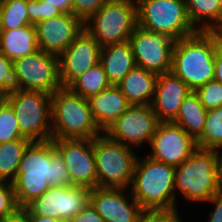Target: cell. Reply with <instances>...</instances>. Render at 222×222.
Masks as SVG:
<instances>
[{"mask_svg":"<svg viewBox=\"0 0 222 222\" xmlns=\"http://www.w3.org/2000/svg\"><path fill=\"white\" fill-rule=\"evenodd\" d=\"M12 184L19 208H25L52 186H72L64 158L52 139L28 144Z\"/></svg>","mask_w":222,"mask_h":222,"instance_id":"obj_1","label":"cell"},{"mask_svg":"<svg viewBox=\"0 0 222 222\" xmlns=\"http://www.w3.org/2000/svg\"><path fill=\"white\" fill-rule=\"evenodd\" d=\"M221 40V31H198L175 41L171 72L192 91L214 80L216 48Z\"/></svg>","mask_w":222,"mask_h":222,"instance_id":"obj_2","label":"cell"},{"mask_svg":"<svg viewBox=\"0 0 222 222\" xmlns=\"http://www.w3.org/2000/svg\"><path fill=\"white\" fill-rule=\"evenodd\" d=\"M175 197L181 194L190 203L207 202L222 190L221 151L198 148L175 167Z\"/></svg>","mask_w":222,"mask_h":222,"instance_id":"obj_3","label":"cell"},{"mask_svg":"<svg viewBox=\"0 0 222 222\" xmlns=\"http://www.w3.org/2000/svg\"><path fill=\"white\" fill-rule=\"evenodd\" d=\"M174 185V166L138 156L129 189L143 209L177 208Z\"/></svg>","mask_w":222,"mask_h":222,"instance_id":"obj_4","label":"cell"},{"mask_svg":"<svg viewBox=\"0 0 222 222\" xmlns=\"http://www.w3.org/2000/svg\"><path fill=\"white\" fill-rule=\"evenodd\" d=\"M52 139H94L103 134L88 98L61 87L51 95Z\"/></svg>","mask_w":222,"mask_h":222,"instance_id":"obj_5","label":"cell"},{"mask_svg":"<svg viewBox=\"0 0 222 222\" xmlns=\"http://www.w3.org/2000/svg\"><path fill=\"white\" fill-rule=\"evenodd\" d=\"M97 187L129 189L138 154L133 148L109 139L104 133L94 138Z\"/></svg>","mask_w":222,"mask_h":222,"instance_id":"obj_6","label":"cell"},{"mask_svg":"<svg viewBox=\"0 0 222 222\" xmlns=\"http://www.w3.org/2000/svg\"><path fill=\"white\" fill-rule=\"evenodd\" d=\"M138 26L174 41L189 37L198 30L191 23L185 0H136Z\"/></svg>","mask_w":222,"mask_h":222,"instance_id":"obj_7","label":"cell"},{"mask_svg":"<svg viewBox=\"0 0 222 222\" xmlns=\"http://www.w3.org/2000/svg\"><path fill=\"white\" fill-rule=\"evenodd\" d=\"M137 26L136 0H109L84 23L100 47L129 41Z\"/></svg>","mask_w":222,"mask_h":222,"instance_id":"obj_8","label":"cell"},{"mask_svg":"<svg viewBox=\"0 0 222 222\" xmlns=\"http://www.w3.org/2000/svg\"><path fill=\"white\" fill-rule=\"evenodd\" d=\"M51 95L44 91L14 89L5 97L14 110L21 135L30 141L52 139Z\"/></svg>","mask_w":222,"mask_h":222,"instance_id":"obj_9","label":"cell"},{"mask_svg":"<svg viewBox=\"0 0 222 222\" xmlns=\"http://www.w3.org/2000/svg\"><path fill=\"white\" fill-rule=\"evenodd\" d=\"M15 89L53 94L62 87L59 60L41 49L13 61Z\"/></svg>","mask_w":222,"mask_h":222,"instance_id":"obj_10","label":"cell"},{"mask_svg":"<svg viewBox=\"0 0 222 222\" xmlns=\"http://www.w3.org/2000/svg\"><path fill=\"white\" fill-rule=\"evenodd\" d=\"M159 119L151 105H130L104 134L111 140L133 148L135 151L144 143L149 146L158 126Z\"/></svg>","mask_w":222,"mask_h":222,"instance_id":"obj_11","label":"cell"},{"mask_svg":"<svg viewBox=\"0 0 222 222\" xmlns=\"http://www.w3.org/2000/svg\"><path fill=\"white\" fill-rule=\"evenodd\" d=\"M90 191L91 189L84 186H52L24 209L30 215L52 217L67 222L90 203Z\"/></svg>","mask_w":222,"mask_h":222,"instance_id":"obj_12","label":"cell"},{"mask_svg":"<svg viewBox=\"0 0 222 222\" xmlns=\"http://www.w3.org/2000/svg\"><path fill=\"white\" fill-rule=\"evenodd\" d=\"M129 42L137 67L157 75L171 72L173 39L137 26Z\"/></svg>","mask_w":222,"mask_h":222,"instance_id":"obj_13","label":"cell"},{"mask_svg":"<svg viewBox=\"0 0 222 222\" xmlns=\"http://www.w3.org/2000/svg\"><path fill=\"white\" fill-rule=\"evenodd\" d=\"M150 158L174 167L186 161L197 149L196 140L173 122H160L149 145Z\"/></svg>","mask_w":222,"mask_h":222,"instance_id":"obj_14","label":"cell"},{"mask_svg":"<svg viewBox=\"0 0 222 222\" xmlns=\"http://www.w3.org/2000/svg\"><path fill=\"white\" fill-rule=\"evenodd\" d=\"M64 158L73 186L97 187L94 139H52Z\"/></svg>","mask_w":222,"mask_h":222,"instance_id":"obj_15","label":"cell"},{"mask_svg":"<svg viewBox=\"0 0 222 222\" xmlns=\"http://www.w3.org/2000/svg\"><path fill=\"white\" fill-rule=\"evenodd\" d=\"M101 47L87 31L82 32L58 56L59 76L62 87H69L88 69L100 63Z\"/></svg>","mask_w":222,"mask_h":222,"instance_id":"obj_16","label":"cell"},{"mask_svg":"<svg viewBox=\"0 0 222 222\" xmlns=\"http://www.w3.org/2000/svg\"><path fill=\"white\" fill-rule=\"evenodd\" d=\"M90 203L104 222H136L143 210L130 189L124 188L95 187L90 191Z\"/></svg>","mask_w":222,"mask_h":222,"instance_id":"obj_17","label":"cell"},{"mask_svg":"<svg viewBox=\"0 0 222 222\" xmlns=\"http://www.w3.org/2000/svg\"><path fill=\"white\" fill-rule=\"evenodd\" d=\"M38 47L59 56L84 30V23L72 13H61L35 24Z\"/></svg>","mask_w":222,"mask_h":222,"instance_id":"obj_18","label":"cell"},{"mask_svg":"<svg viewBox=\"0 0 222 222\" xmlns=\"http://www.w3.org/2000/svg\"><path fill=\"white\" fill-rule=\"evenodd\" d=\"M190 92L189 86L172 72L158 75L151 107L159 121L173 122Z\"/></svg>","mask_w":222,"mask_h":222,"instance_id":"obj_19","label":"cell"},{"mask_svg":"<svg viewBox=\"0 0 222 222\" xmlns=\"http://www.w3.org/2000/svg\"><path fill=\"white\" fill-rule=\"evenodd\" d=\"M88 101L94 120L103 133L131 105L117 85L90 96Z\"/></svg>","mask_w":222,"mask_h":222,"instance_id":"obj_20","label":"cell"},{"mask_svg":"<svg viewBox=\"0 0 222 222\" xmlns=\"http://www.w3.org/2000/svg\"><path fill=\"white\" fill-rule=\"evenodd\" d=\"M100 64L111 85H117L136 66L130 42L101 47Z\"/></svg>","mask_w":222,"mask_h":222,"instance_id":"obj_21","label":"cell"},{"mask_svg":"<svg viewBox=\"0 0 222 222\" xmlns=\"http://www.w3.org/2000/svg\"><path fill=\"white\" fill-rule=\"evenodd\" d=\"M158 75L135 66L118 84L131 105H151Z\"/></svg>","mask_w":222,"mask_h":222,"instance_id":"obj_22","label":"cell"},{"mask_svg":"<svg viewBox=\"0 0 222 222\" xmlns=\"http://www.w3.org/2000/svg\"><path fill=\"white\" fill-rule=\"evenodd\" d=\"M39 50L35 25L2 31L0 52L14 61Z\"/></svg>","mask_w":222,"mask_h":222,"instance_id":"obj_23","label":"cell"},{"mask_svg":"<svg viewBox=\"0 0 222 222\" xmlns=\"http://www.w3.org/2000/svg\"><path fill=\"white\" fill-rule=\"evenodd\" d=\"M189 19L198 31H221L219 0H185Z\"/></svg>","mask_w":222,"mask_h":222,"instance_id":"obj_24","label":"cell"},{"mask_svg":"<svg viewBox=\"0 0 222 222\" xmlns=\"http://www.w3.org/2000/svg\"><path fill=\"white\" fill-rule=\"evenodd\" d=\"M206 114V108L200 103L197 94L192 91L182 102L173 123L197 140L203 133Z\"/></svg>","mask_w":222,"mask_h":222,"instance_id":"obj_25","label":"cell"},{"mask_svg":"<svg viewBox=\"0 0 222 222\" xmlns=\"http://www.w3.org/2000/svg\"><path fill=\"white\" fill-rule=\"evenodd\" d=\"M31 141L19 138L0 143V181L13 182L16 178L24 150Z\"/></svg>","mask_w":222,"mask_h":222,"instance_id":"obj_26","label":"cell"},{"mask_svg":"<svg viewBox=\"0 0 222 222\" xmlns=\"http://www.w3.org/2000/svg\"><path fill=\"white\" fill-rule=\"evenodd\" d=\"M111 83L108 81L105 71L100 63L88 69L83 75L79 76L69 88L76 94L84 98L109 88Z\"/></svg>","mask_w":222,"mask_h":222,"instance_id":"obj_27","label":"cell"},{"mask_svg":"<svg viewBox=\"0 0 222 222\" xmlns=\"http://www.w3.org/2000/svg\"><path fill=\"white\" fill-rule=\"evenodd\" d=\"M196 142L198 148L222 151V106L207 110L203 133Z\"/></svg>","mask_w":222,"mask_h":222,"instance_id":"obj_28","label":"cell"},{"mask_svg":"<svg viewBox=\"0 0 222 222\" xmlns=\"http://www.w3.org/2000/svg\"><path fill=\"white\" fill-rule=\"evenodd\" d=\"M2 31L20 28L29 23L27 0H0Z\"/></svg>","mask_w":222,"mask_h":222,"instance_id":"obj_29","label":"cell"},{"mask_svg":"<svg viewBox=\"0 0 222 222\" xmlns=\"http://www.w3.org/2000/svg\"><path fill=\"white\" fill-rule=\"evenodd\" d=\"M25 138L21 135L12 106L4 100L0 104V143Z\"/></svg>","mask_w":222,"mask_h":222,"instance_id":"obj_30","label":"cell"},{"mask_svg":"<svg viewBox=\"0 0 222 222\" xmlns=\"http://www.w3.org/2000/svg\"><path fill=\"white\" fill-rule=\"evenodd\" d=\"M200 103L211 110L222 106V83L216 80H210L203 86L194 91Z\"/></svg>","mask_w":222,"mask_h":222,"instance_id":"obj_31","label":"cell"},{"mask_svg":"<svg viewBox=\"0 0 222 222\" xmlns=\"http://www.w3.org/2000/svg\"><path fill=\"white\" fill-rule=\"evenodd\" d=\"M27 12L29 23L31 25H35L43 20L51 19L62 13L53 5L40 0H27Z\"/></svg>","mask_w":222,"mask_h":222,"instance_id":"obj_32","label":"cell"},{"mask_svg":"<svg viewBox=\"0 0 222 222\" xmlns=\"http://www.w3.org/2000/svg\"><path fill=\"white\" fill-rule=\"evenodd\" d=\"M177 208L143 209L136 222H182Z\"/></svg>","mask_w":222,"mask_h":222,"instance_id":"obj_33","label":"cell"},{"mask_svg":"<svg viewBox=\"0 0 222 222\" xmlns=\"http://www.w3.org/2000/svg\"><path fill=\"white\" fill-rule=\"evenodd\" d=\"M18 208L13 184L7 181H0V218H6Z\"/></svg>","mask_w":222,"mask_h":222,"instance_id":"obj_34","label":"cell"},{"mask_svg":"<svg viewBox=\"0 0 222 222\" xmlns=\"http://www.w3.org/2000/svg\"><path fill=\"white\" fill-rule=\"evenodd\" d=\"M109 0H72V14L86 23Z\"/></svg>","mask_w":222,"mask_h":222,"instance_id":"obj_35","label":"cell"},{"mask_svg":"<svg viewBox=\"0 0 222 222\" xmlns=\"http://www.w3.org/2000/svg\"><path fill=\"white\" fill-rule=\"evenodd\" d=\"M14 89L13 61L0 52V90L8 95Z\"/></svg>","mask_w":222,"mask_h":222,"instance_id":"obj_36","label":"cell"},{"mask_svg":"<svg viewBox=\"0 0 222 222\" xmlns=\"http://www.w3.org/2000/svg\"><path fill=\"white\" fill-rule=\"evenodd\" d=\"M67 222H104L102 217L97 213L96 209L89 203L75 217Z\"/></svg>","mask_w":222,"mask_h":222,"instance_id":"obj_37","label":"cell"},{"mask_svg":"<svg viewBox=\"0 0 222 222\" xmlns=\"http://www.w3.org/2000/svg\"><path fill=\"white\" fill-rule=\"evenodd\" d=\"M210 205L213 204L212 211L208 215V221L206 222H222V190L217 192L213 197H211L207 202ZM214 209V210H213Z\"/></svg>","mask_w":222,"mask_h":222,"instance_id":"obj_38","label":"cell"},{"mask_svg":"<svg viewBox=\"0 0 222 222\" xmlns=\"http://www.w3.org/2000/svg\"><path fill=\"white\" fill-rule=\"evenodd\" d=\"M3 222H32L30 214L24 208H18L13 214L3 219Z\"/></svg>","mask_w":222,"mask_h":222,"instance_id":"obj_39","label":"cell"},{"mask_svg":"<svg viewBox=\"0 0 222 222\" xmlns=\"http://www.w3.org/2000/svg\"><path fill=\"white\" fill-rule=\"evenodd\" d=\"M214 80L222 83V40L217 44Z\"/></svg>","mask_w":222,"mask_h":222,"instance_id":"obj_40","label":"cell"},{"mask_svg":"<svg viewBox=\"0 0 222 222\" xmlns=\"http://www.w3.org/2000/svg\"><path fill=\"white\" fill-rule=\"evenodd\" d=\"M53 5L62 13H72V0H40Z\"/></svg>","mask_w":222,"mask_h":222,"instance_id":"obj_41","label":"cell"},{"mask_svg":"<svg viewBox=\"0 0 222 222\" xmlns=\"http://www.w3.org/2000/svg\"><path fill=\"white\" fill-rule=\"evenodd\" d=\"M32 222H63L59 219L52 218V217H44L40 215H30Z\"/></svg>","mask_w":222,"mask_h":222,"instance_id":"obj_42","label":"cell"},{"mask_svg":"<svg viewBox=\"0 0 222 222\" xmlns=\"http://www.w3.org/2000/svg\"><path fill=\"white\" fill-rule=\"evenodd\" d=\"M6 95L0 90V104L5 100Z\"/></svg>","mask_w":222,"mask_h":222,"instance_id":"obj_43","label":"cell"},{"mask_svg":"<svg viewBox=\"0 0 222 222\" xmlns=\"http://www.w3.org/2000/svg\"><path fill=\"white\" fill-rule=\"evenodd\" d=\"M2 32V19H1V3H0V34Z\"/></svg>","mask_w":222,"mask_h":222,"instance_id":"obj_44","label":"cell"},{"mask_svg":"<svg viewBox=\"0 0 222 222\" xmlns=\"http://www.w3.org/2000/svg\"><path fill=\"white\" fill-rule=\"evenodd\" d=\"M221 6V31H222V0H219Z\"/></svg>","mask_w":222,"mask_h":222,"instance_id":"obj_45","label":"cell"}]
</instances>
